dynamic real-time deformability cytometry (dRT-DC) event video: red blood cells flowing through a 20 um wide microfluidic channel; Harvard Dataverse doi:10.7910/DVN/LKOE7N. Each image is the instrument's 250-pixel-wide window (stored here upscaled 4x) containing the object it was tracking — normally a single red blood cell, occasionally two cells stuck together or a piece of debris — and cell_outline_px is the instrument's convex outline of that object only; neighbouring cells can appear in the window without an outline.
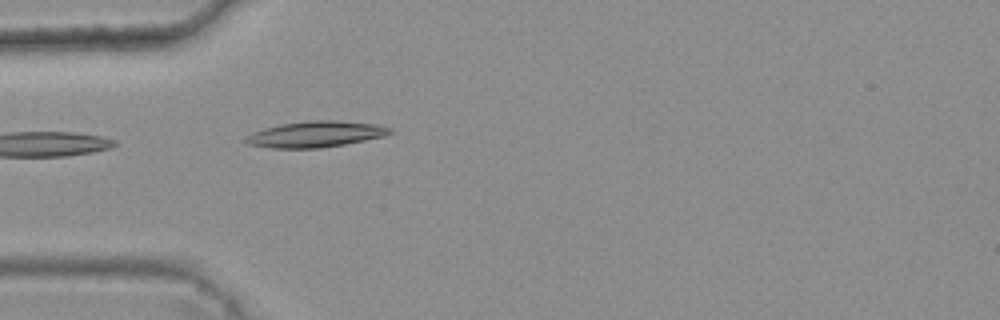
{"species": "common noctule bat (a hibernating species)", "species_latin": "Nyctalus noctula", "temperature_condition": "warm", "stored_images_in_passage": 5, "camera_frame_rate_fps": 3000, "um_per_image_px": 0.085, "animal": {"sex": "female", "body_mass_g": 25.1}, "frame": {"image": 1, "passage_image": 5, "time_ms": 1.333, "image_size_px": [1000, 320], "cell_outline_px": [[392, 132], [384, 136], [344, 144], [320, 148], [272, 148], [248, 144], [244, 140], [244, 136], [252, 132], [264, 128], [280, 124], [308, 120], [336, 120], [380, 124], [392, 128]], "centroid_in_image_um": [26.82, 11.39], "position_along_channel_um": 58.2, "area_um2": 22.02}}